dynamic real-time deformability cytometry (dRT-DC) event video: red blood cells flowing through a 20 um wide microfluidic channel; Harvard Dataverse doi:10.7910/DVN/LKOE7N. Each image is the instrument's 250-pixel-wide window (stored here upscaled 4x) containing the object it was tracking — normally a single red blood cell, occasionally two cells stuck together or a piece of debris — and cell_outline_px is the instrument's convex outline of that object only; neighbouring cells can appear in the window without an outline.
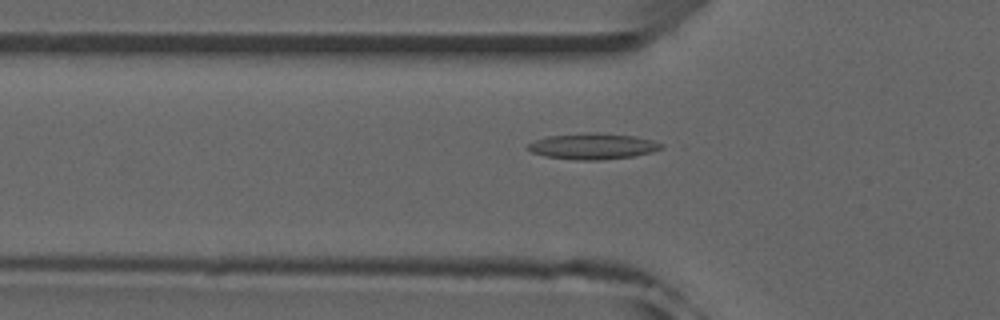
{"species": "common noctule bat (a hibernating species)", "species_latin": "Nyctalus noctula", "temperature_condition": "room temperature", "stored_images_in_passage": 51, "camera_frame_rate_fps": 3000, "um_per_image_px": 0.085, "animal": {"sex": "male", "forearm_length_mm": 52.5}, "frame": {"image": 1, "passage_image": 17, "time_ms": 5.333, "image_size_px": [1000, 320], "cell_outline_px": [[664, 148], [652, 152], [636, 156], [600, 160], [576, 160], [544, 156], [532, 152], [524, 148], [528, 144], [536, 140], [548, 136], [588, 132], [596, 132], [636, 136], [652, 140], [664, 144]], "centroid_in_image_um": [50.41, 12.43], "position_along_channel_um": 75.4, "area_um2": 20.46}}
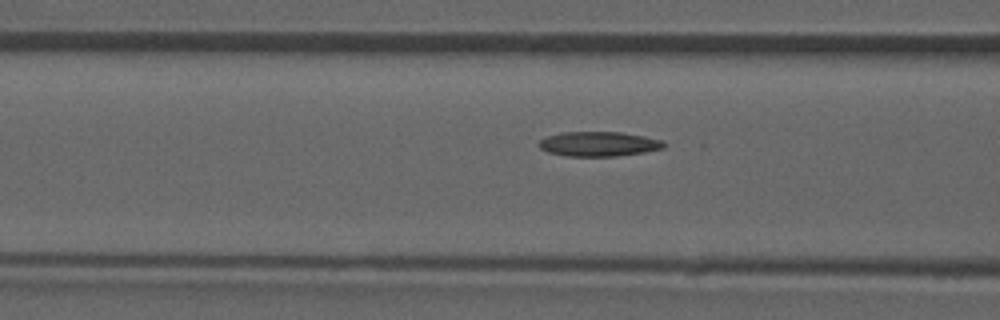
{"frame": {"image": 2, "passage_image": 20, "time_ms": 6.333, "image_size_px": [1000, 320], "cell_outline_px": [[668, 144], [664, 148], [644, 152], [616, 156], [568, 156], [548, 152], [540, 148], [536, 144], [540, 140], [548, 136], [564, 132], [620, 132], [644, 136], [664, 140]], "centroid_in_image_um": [50.93, 12.23], "position_along_channel_um": 115.7, "area_um2": 18.03}}
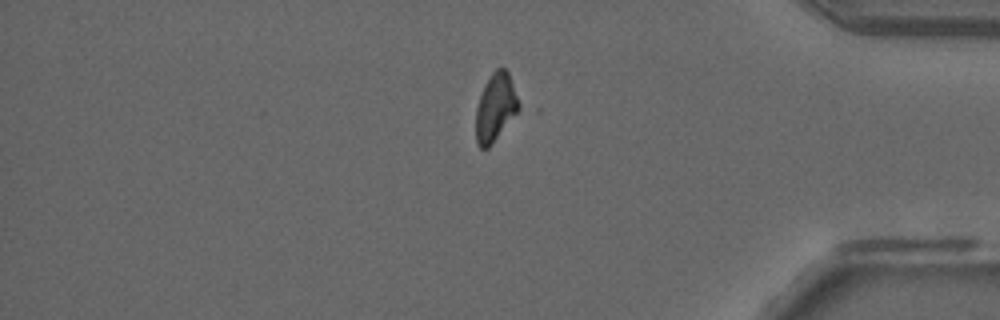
{"frame": {"image": 3, "passage_image": 43, "time_ms": 14.0, "image_size_px": [1000, 320], "cell_outline_px": [[528, 108], [488, 148], [480, 148], [476, 144], [476, 108], [484, 84], [492, 72], [496, 68], [504, 68], [508, 72]], "centroid_in_image_um": [42.28, 9.15], "position_along_channel_um": 392.9, "area_um2": 18.73}, "authors_computed_cell_mechanics": {"area_um2": 18.2648, "velocity_mm_per_s": 3.9793, "shape_relaxation_time_tau1_ms": null, "shape_relaxation_time_tau2_ms": 7.4845, "deformation_change_tau1": null, "deformation_change_tau2": 0.1603}}